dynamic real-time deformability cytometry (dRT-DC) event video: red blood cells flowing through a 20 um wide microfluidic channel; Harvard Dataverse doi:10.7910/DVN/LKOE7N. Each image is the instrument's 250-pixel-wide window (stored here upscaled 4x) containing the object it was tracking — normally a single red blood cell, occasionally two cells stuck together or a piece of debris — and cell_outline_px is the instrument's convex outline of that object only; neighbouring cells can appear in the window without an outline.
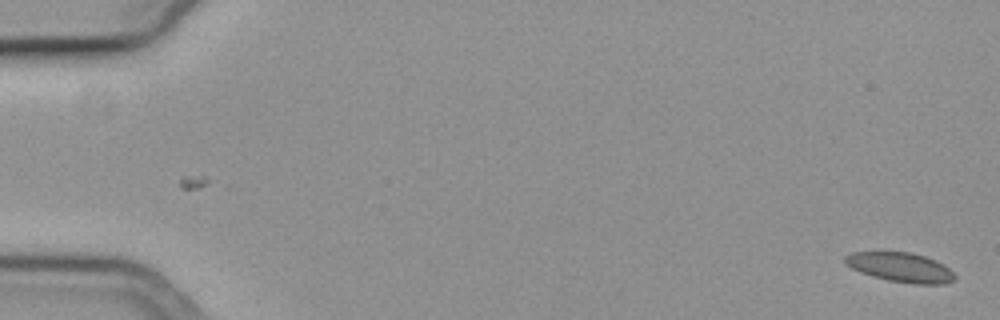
{"species": "common noctule bat (a hibernating species)", "species_latin": "Nyctalus noctula", "temperature_condition": "cold", "stored_images_in_passage": 15, "camera_frame_rate_fps": 3000, "um_per_image_px": 0.085, "animal": {"sex": "female", "body_mass_g": 19.3, "forearm_length_mm": 54.1}, "frame": {"image": 1, "passage_image": 1, "time_ms": 0.0, "image_size_px": [1000, 320], "cell_outline_px": [[956, 280], [944, 284], [916, 284], [888, 280], [872, 276], [860, 272], [844, 264], [844, 256], [852, 252], [908, 252], [924, 256], [936, 260], [944, 264], [956, 276]], "centroid_in_image_um": [76.54, 22.72], "position_along_channel_um": 8.5, "area_um2": 18.9}}